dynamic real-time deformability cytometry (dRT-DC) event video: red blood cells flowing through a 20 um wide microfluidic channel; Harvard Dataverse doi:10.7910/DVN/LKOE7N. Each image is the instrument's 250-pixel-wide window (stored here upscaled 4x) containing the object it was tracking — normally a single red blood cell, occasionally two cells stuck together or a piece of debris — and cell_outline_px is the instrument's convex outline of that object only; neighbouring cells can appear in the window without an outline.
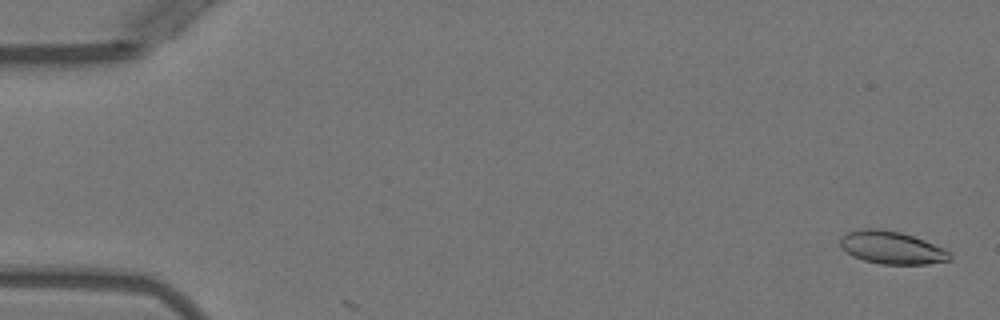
{"species": "Egyptian fruit bat (a non-hibernating species)", "species_latin": "Rousettus aegyptiacus", "temperature_condition": "warm", "stored_images_in_passage": 5, "camera_frame_rate_fps": 3000, "um_per_image_px": 0.085, "animal": {"sex": "female"}, "frame": {"image": 1, "passage_image": 1, "time_ms": 0.0, "image_size_px": [1000, 320], "cell_outline_px": [[952, 260], [928, 264], [880, 264], [864, 260], [852, 256], [840, 248], [840, 240], [848, 232], [860, 228], [876, 228], [900, 232], [924, 240], [944, 248], [952, 256]], "centroid_in_image_um": [75.79, 21.05], "position_along_channel_um": 9.2, "area_um2": 20.92}}